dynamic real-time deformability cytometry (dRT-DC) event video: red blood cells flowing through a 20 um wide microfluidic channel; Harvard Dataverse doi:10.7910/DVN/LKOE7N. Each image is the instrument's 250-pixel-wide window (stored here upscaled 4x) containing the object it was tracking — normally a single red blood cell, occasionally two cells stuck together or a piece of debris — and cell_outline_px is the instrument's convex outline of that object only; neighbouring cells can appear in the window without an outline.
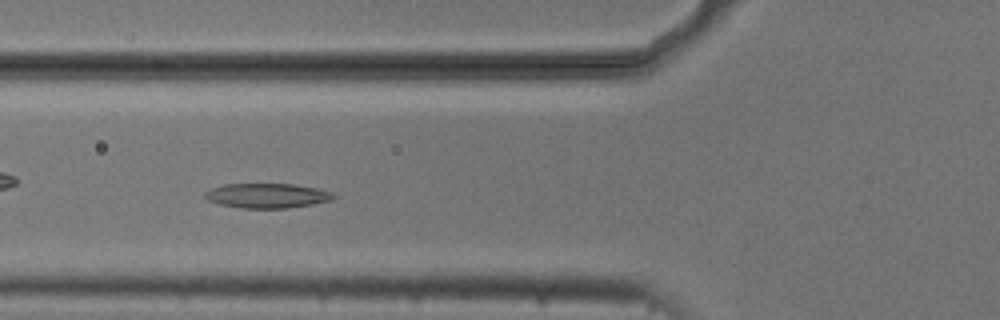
{"species": "common noctule bat (a hibernating species)", "species_latin": "Nyctalus noctula", "temperature_condition": "cold", "stored_images_in_passage": 50, "camera_frame_rate_fps": 3000, "um_per_image_px": 0.085, "animal": {"sex": "male", "body_mass_g": 20.5, "forearm_length_mm": 52.5}, "frame": {"image": 1, "passage_image": 16, "time_ms": 5.0, "image_size_px": [1000, 320], "cell_outline_px": [[336, 196], [332, 200], [312, 204], [288, 208], [240, 208], [220, 204], [208, 200], [204, 196], [204, 192], [212, 188], [224, 184], [292, 184], [320, 188], [332, 192]], "centroid_in_image_um": [22.72, 16.63], "position_along_channel_um": 103.1, "area_um2": 18.55}}
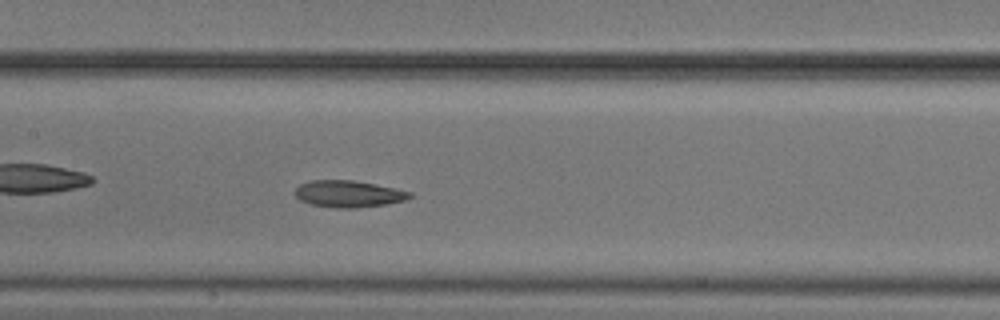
{"frame": {"image": 2, "passage_image": 22, "time_ms": 7.0, "image_size_px": [1000, 320], "cell_outline_px": [[412, 196], [404, 200], [388, 204], [352, 208], [336, 208], [312, 204], [300, 200], [292, 192], [300, 184], [308, 180], [352, 180], [376, 184], [396, 188], [412, 192]], "centroid_in_image_um": [29.61, 16.47], "position_along_channel_um": 177.8, "area_um2": 17.98}}
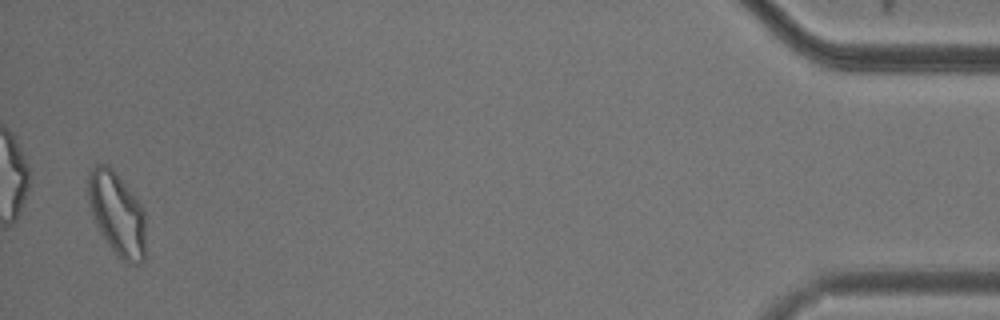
{"frame": {"image": 3, "passage_image": 49, "time_ms": 16.0, "image_size_px": [1000, 320], "cell_outline_px": [[144, 260], [140, 264], [128, 264], [120, 260], [116, 256], [100, 232], [96, 224], [88, 200], [88, 172], [96, 164], [108, 164], [116, 172], [140, 204], [144, 212]], "centroid_in_image_um": [9.93, 18.18], "position_along_channel_um": 425.3, "area_um2": 27.86}, "authors_computed_cell_mechanics": {"area_um2": 19.1318, "velocity_mm_per_s": 3.7002, "shape_relaxation_time_tau1_ms": 9.1086, "shape_relaxation_time_tau2_ms": 6.0856, "deformation_change_tau1": 0.1881, "deformation_change_tau2": 0.1318}}